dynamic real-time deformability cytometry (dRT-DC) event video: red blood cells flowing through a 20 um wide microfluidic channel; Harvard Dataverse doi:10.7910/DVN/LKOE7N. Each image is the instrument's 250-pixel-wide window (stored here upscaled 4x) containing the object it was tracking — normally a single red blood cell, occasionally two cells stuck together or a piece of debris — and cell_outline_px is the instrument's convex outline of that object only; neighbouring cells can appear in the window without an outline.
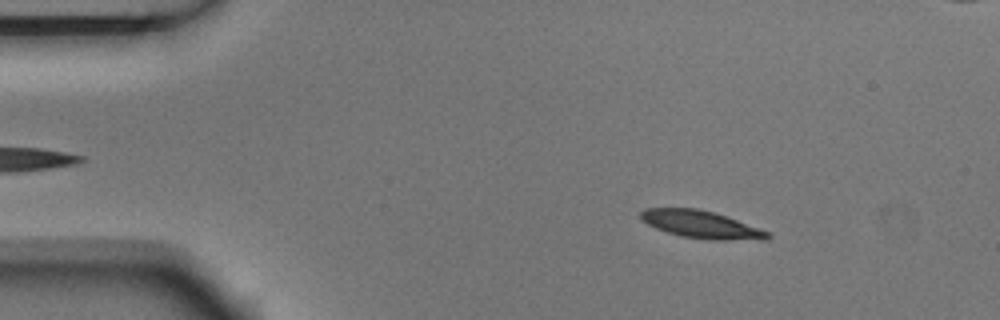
{"species": "Egyptian fruit bat (a non-hibernating species)", "species_latin": "Rousettus aegyptiacus", "temperature_condition": "room temperature", "stored_images_in_passage": 4, "camera_frame_rate_fps": 3000, "um_per_image_px": 0.085, "animal": {"sex": "male"}, "frame": {"image": 1, "passage_image": 2, "time_ms": 0.333, "image_size_px": [1000, 320], "cell_outline_px": [[772, 236], [768, 240], [712, 240], [680, 236], [656, 228], [640, 220], [640, 212], [644, 208], [696, 208], [716, 212], [728, 216], [772, 232]], "centroid_in_image_um": [59.68, 19.08], "position_along_channel_um": 25.3, "area_um2": 20.81}}